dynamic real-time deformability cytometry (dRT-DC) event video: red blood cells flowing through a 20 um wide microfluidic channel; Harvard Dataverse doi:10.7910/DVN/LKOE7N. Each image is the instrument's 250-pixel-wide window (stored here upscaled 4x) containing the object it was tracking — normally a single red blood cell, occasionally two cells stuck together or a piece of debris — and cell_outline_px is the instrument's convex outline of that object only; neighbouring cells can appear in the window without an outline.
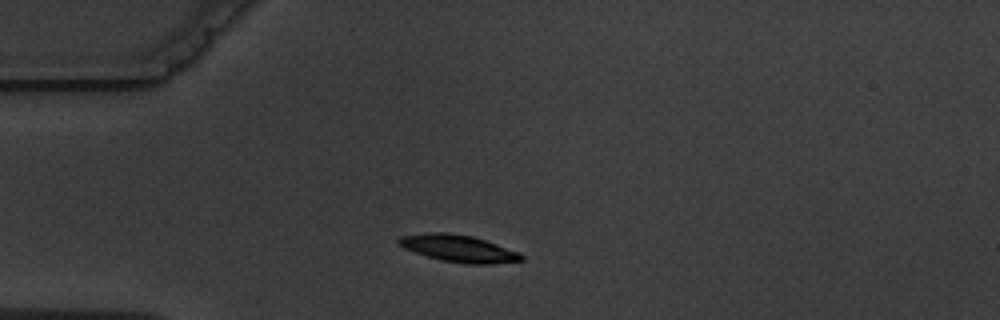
{"species": "common noctule bat (a hibernating species)", "species_latin": "Nyctalus noctula", "temperature_condition": "warm", "stored_images_in_passage": 4, "camera_frame_rate_fps": 3000, "um_per_image_px": 0.085, "animal": {"sex": "male", "body_mass_g": 19.5, "forearm_length_mm": 54.6}, "frame": {"image": 1, "passage_image": 2, "time_ms": 1.333, "image_size_px": [1000, 320], "cell_outline_px": [[524, 260], [492, 264], [468, 264], [440, 260], [404, 248], [396, 244], [396, 240], [400, 236], [432, 232], [448, 232], [472, 236], [520, 252], [524, 256]], "centroid_in_image_um": [38.97, 21.12], "position_along_channel_um": 46.0, "area_um2": 19.31}}
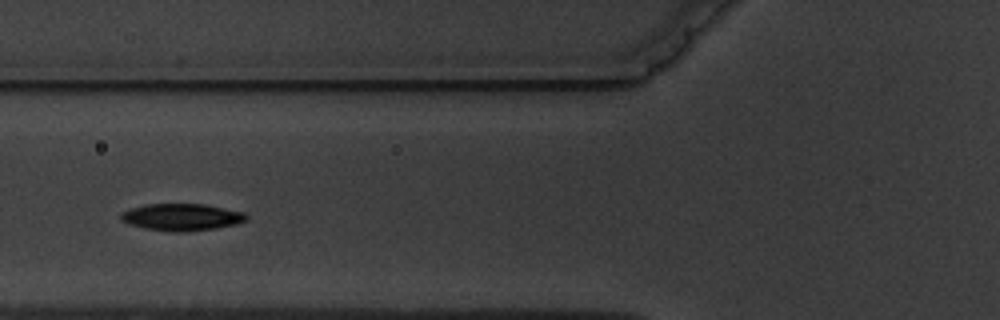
{"frame": {"image": 2, "passage_image": 4, "time_ms": 3.667, "image_size_px": [1000, 320], "cell_outline_px": [[248, 216], [244, 220], [236, 224], [216, 228], [188, 232], [172, 232], [144, 228], [128, 224], [120, 220], [120, 212], [144, 204], [204, 204], [244, 212]], "centroid_in_image_um": [15.4, 18.46], "position_along_channel_um": 110.4, "area_um2": 19.83}}